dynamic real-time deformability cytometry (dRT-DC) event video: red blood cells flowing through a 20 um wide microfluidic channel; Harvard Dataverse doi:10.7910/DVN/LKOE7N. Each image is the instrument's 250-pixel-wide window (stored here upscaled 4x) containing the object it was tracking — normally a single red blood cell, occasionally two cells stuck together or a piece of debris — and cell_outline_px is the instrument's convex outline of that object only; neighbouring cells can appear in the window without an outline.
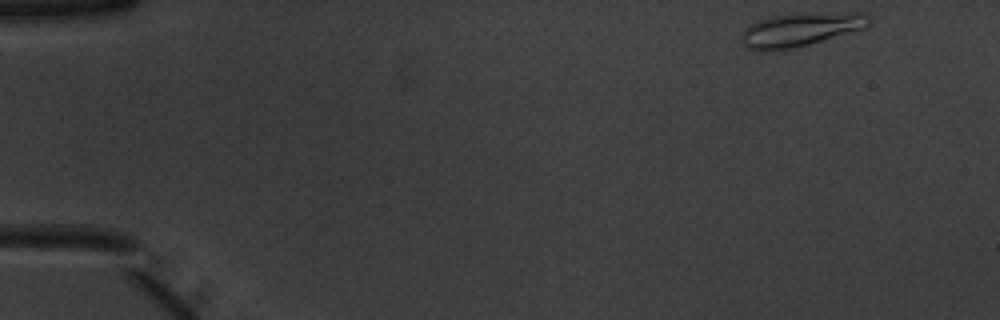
{"species": "common noctule bat (a hibernating species)", "species_latin": "Nyctalus noctula", "temperature_condition": "warm", "stored_images_in_passage": 9, "camera_frame_rate_fps": 3000, "um_per_image_px": 0.085, "animal": {"sex": "male", "body_mass_g": 20.1, "forearm_length_mm": 53.5}, "frame": {"image": 1, "passage_image": 1, "time_ms": 0.0, "image_size_px": [1000, 320], "cell_outline_px": [[872, 24], [868, 28], [780, 52], [756, 52], [744, 48], [740, 36], [744, 28], [760, 20], [772, 16], [856, 12], [864, 12], [872, 20]], "centroid_in_image_um": [68.04, 2.57], "position_along_channel_um": 17.0, "area_um2": 25.37}}